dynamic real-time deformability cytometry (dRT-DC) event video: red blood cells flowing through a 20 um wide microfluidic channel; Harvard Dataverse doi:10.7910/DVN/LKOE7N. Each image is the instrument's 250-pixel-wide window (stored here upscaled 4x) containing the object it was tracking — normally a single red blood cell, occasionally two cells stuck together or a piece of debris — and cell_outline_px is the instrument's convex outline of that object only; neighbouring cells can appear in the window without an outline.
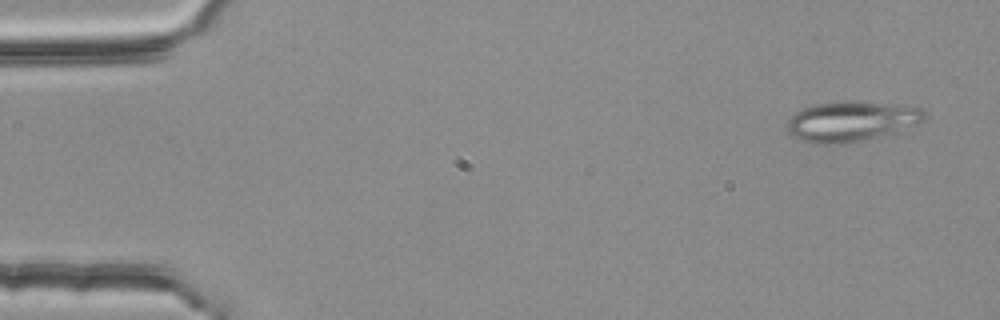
{"species": "common noctule bat (a hibernating species)", "species_latin": "Nyctalus noctula", "temperature_condition": "room temperature", "stored_images_in_passage": 3, "camera_frame_rate_fps": 3000, "um_per_image_px": 0.085, "animal": {"sex": "female", "body_mass_g": 25.1}, "frame": {"image": 1, "passage_image": 1, "time_ms": 0.0, "image_size_px": [1000, 320], "cell_outline_px": [[928, 116], [920, 124], [892, 132], [844, 144], [812, 144], [800, 140], [792, 136], [788, 132], [788, 120], [796, 112], [804, 108], [816, 104], [880, 104], [920, 108]], "centroid_in_image_um": [72.32, 10.38], "position_along_channel_um": 12.7, "area_um2": 30.69}}